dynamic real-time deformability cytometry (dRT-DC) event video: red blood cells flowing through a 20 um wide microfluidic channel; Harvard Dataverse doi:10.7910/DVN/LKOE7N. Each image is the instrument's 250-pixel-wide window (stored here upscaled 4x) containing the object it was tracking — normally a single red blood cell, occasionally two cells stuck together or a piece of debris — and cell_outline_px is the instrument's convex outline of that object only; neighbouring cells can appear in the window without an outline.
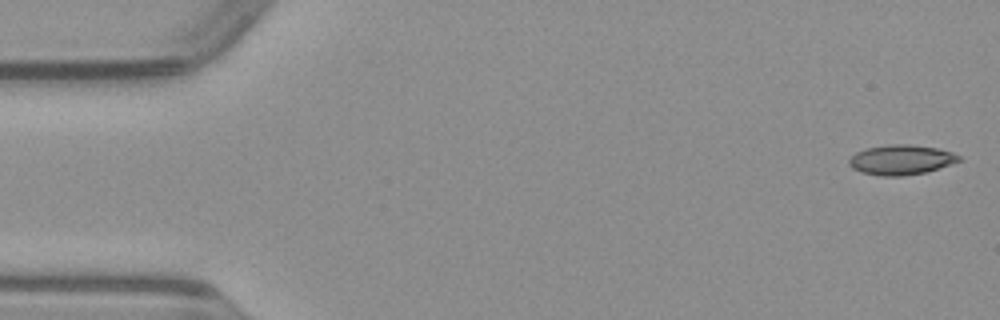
{"species": "common noctule bat (a hibernating species)", "species_latin": "Nyctalus noctula", "temperature_condition": "warm", "stored_images_in_passage": 50, "camera_frame_rate_fps": 3000, "um_per_image_px": 0.085, "animal": {"sex": "male", "body_mass_g": 23.1, "forearm_length_mm": 52.7}, "frame": {"image": 1, "passage_image": 1, "time_ms": 0.0, "image_size_px": [1000, 320], "cell_outline_px": [[964, 160], [924, 172], [900, 176], [880, 176], [860, 172], [852, 168], [848, 164], [848, 160], [856, 152], [868, 148], [892, 144], [908, 144], [936, 148], [952, 152], [960, 156]], "centroid_in_image_um": [76.58, 13.58], "position_along_channel_um": 8.4, "area_um2": 19.02}}
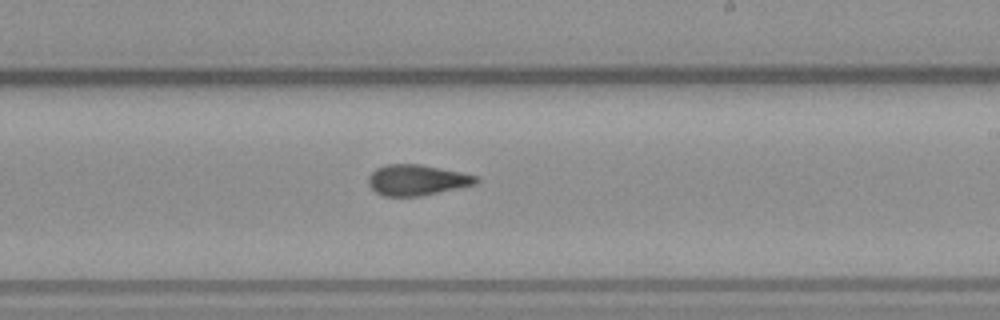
{"frame": {"image": 2, "passage_image": 29, "time_ms": 9.333, "image_size_px": [1000, 320], "cell_outline_px": [[480, 180], [476, 184], [420, 196], [384, 196], [376, 192], [368, 184], [368, 176], [376, 168], [388, 164], [420, 164], [480, 176]], "centroid_in_image_um": [35.44, 15.3], "position_along_channel_um": 253.6, "area_um2": 19.25}}
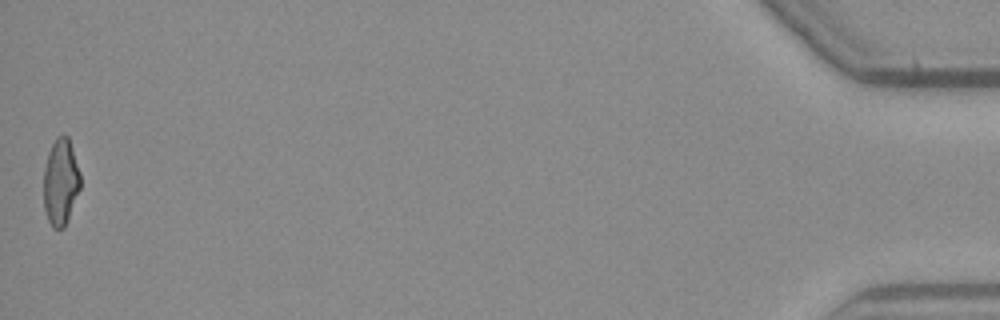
{"frame": {"image": 3, "passage_image": 50, "time_ms": 16.333, "image_size_px": [1000, 320], "cell_outline_px": [[80, 188], [64, 228], [52, 228], [48, 220], [44, 208], [44, 168], [48, 152], [56, 136], [64, 132], [68, 136], [80, 172]], "centroid_in_image_um": [5.15, 15.43], "position_along_channel_um": 430.1, "area_um2": 18.55}}